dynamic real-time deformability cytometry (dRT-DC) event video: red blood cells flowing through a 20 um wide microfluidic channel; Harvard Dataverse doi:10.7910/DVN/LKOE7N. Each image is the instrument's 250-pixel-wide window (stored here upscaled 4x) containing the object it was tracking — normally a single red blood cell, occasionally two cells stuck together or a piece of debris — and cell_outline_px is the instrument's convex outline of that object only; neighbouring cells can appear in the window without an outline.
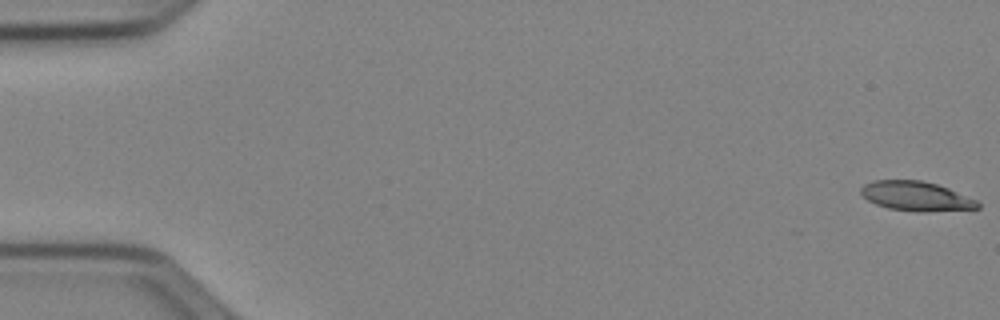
{"species": "Egyptian fruit bat (a non-hibernating species)", "species_latin": "Rousettus aegyptiacus", "temperature_condition": "cold", "stored_images_in_passage": 16, "camera_frame_rate_fps": 3000, "um_per_image_px": 0.085, "animal": {"sex": "female"}, "frame": {"image": 1, "passage_image": 1, "time_ms": 0.0, "image_size_px": [1000, 320], "cell_outline_px": [[980, 208], [928, 212], [920, 212], [888, 208], [876, 204], [868, 200], [860, 192], [860, 188], [864, 184], [872, 180], [920, 180], [936, 184], [948, 188], [976, 200], [980, 204]], "centroid_in_image_um": [77.85, 16.67], "position_along_channel_um": 7.1, "area_um2": 20.0}}
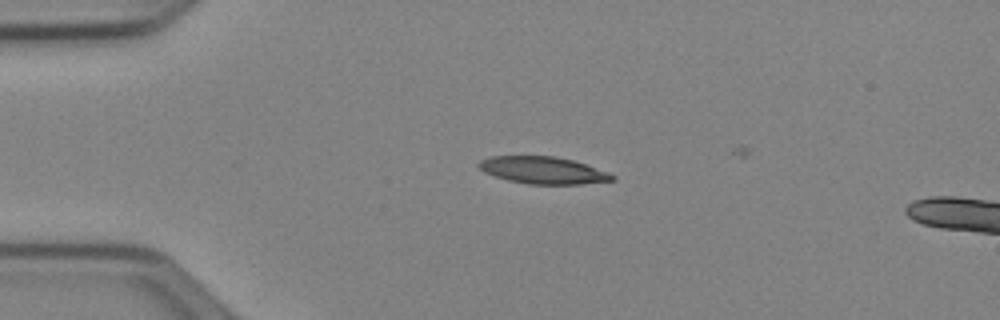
{"frame": {"image": 2, "passage_image": 13, "time_ms": 4.0, "image_size_px": [1000, 320], "cell_outline_px": [[616, 180], [580, 184], [528, 184], [508, 180], [484, 172], [476, 164], [480, 160], [492, 156], [556, 156], [572, 160], [608, 172], [616, 176]], "centroid_in_image_um": [46.16, 14.47], "position_along_channel_um": 38.8, "area_um2": 20.98}}